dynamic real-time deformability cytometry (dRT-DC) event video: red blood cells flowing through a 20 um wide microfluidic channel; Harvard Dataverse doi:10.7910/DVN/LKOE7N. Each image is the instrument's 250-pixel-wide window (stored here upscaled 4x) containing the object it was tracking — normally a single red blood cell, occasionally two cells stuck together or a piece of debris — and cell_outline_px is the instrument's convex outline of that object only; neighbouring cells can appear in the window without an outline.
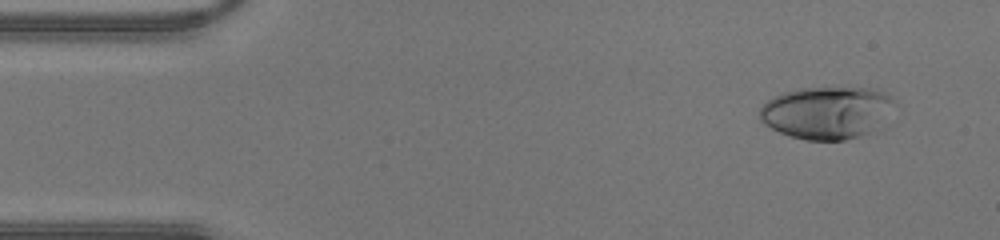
{"species": "human", "species_latin": "Homo sapiens", "temperature_condition": "warm", "stored_images_in_passage": 42, "camera_frame_rate_fps": 3000, "um_per_image_px": 0.085, "donor": {"sex": "male"}, "frame": {"image": 1, "passage_image": 3, "time_ms": 0.667, "image_size_px": [1000, 240], "cell_outline_px": [[892, 100], [868, 132], [844, 140], [808, 140], [792, 136], [780, 132], [764, 124], [760, 120], [760, 108], [768, 100], [784, 92], [804, 88], [868, 88], [880, 92], [888, 96]], "centroid_in_image_um": [70.09, 9.56], "position_along_channel_um": 14.9, "area_um2": 39.13}}
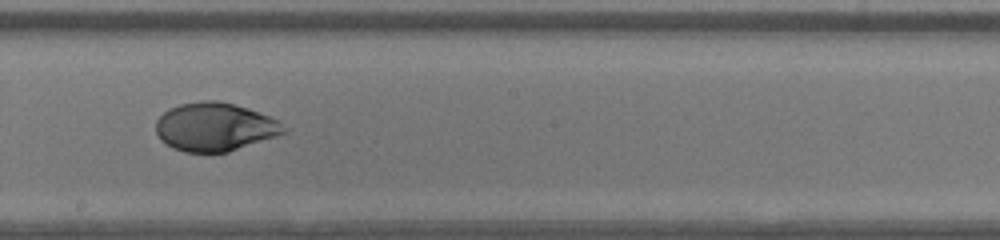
{"frame": {"image": 2, "passage_image": 23, "time_ms": 7.333, "image_size_px": [1000, 240], "cell_outline_px": [[288, 132], [228, 152], [184, 152], [172, 148], [160, 140], [156, 132], [156, 120], [168, 108], [180, 104], [204, 100], [216, 100], [248, 108], [280, 120], [288, 128]], "centroid_in_image_um": [18.27, 10.79], "position_along_channel_um": 229.9, "area_um2": 36.3}}
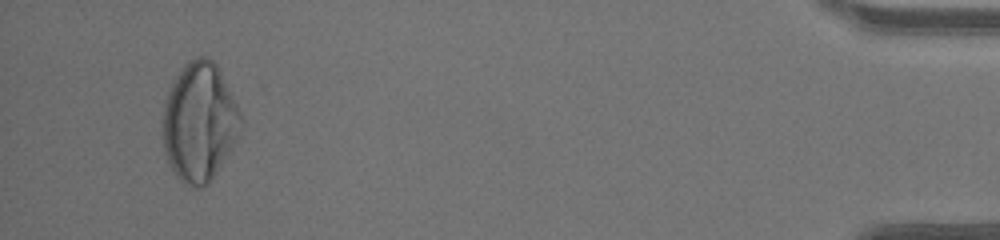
{"frame": {"image": 3, "passage_image": 40, "time_ms": 13.0, "image_size_px": [1000, 240], "cell_outline_px": [[240, 132], [208, 184], [200, 188], [192, 188], [180, 180], [176, 176], [168, 164], [164, 148], [164, 104], [168, 92], [176, 76], [184, 64], [188, 60], [196, 56], [208, 56], [216, 64], [240, 112]], "centroid_in_image_um": [16.92, 10.37], "position_along_channel_um": 418.3, "area_um2": 53.12}}